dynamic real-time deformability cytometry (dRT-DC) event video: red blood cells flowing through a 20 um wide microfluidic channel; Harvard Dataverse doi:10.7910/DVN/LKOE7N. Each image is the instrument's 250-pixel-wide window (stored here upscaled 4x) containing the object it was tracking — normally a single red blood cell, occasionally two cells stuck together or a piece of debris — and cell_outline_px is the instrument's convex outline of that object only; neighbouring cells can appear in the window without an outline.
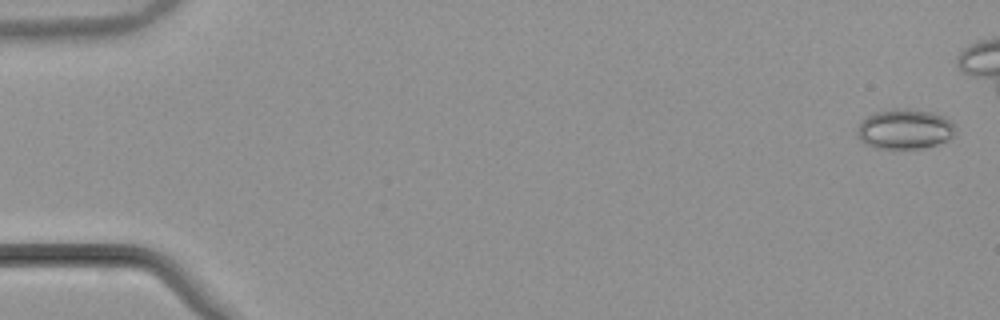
{"species": "common noctule bat (a hibernating species)", "species_latin": "Nyctalus noctula", "temperature_condition": "warm", "stored_images_in_passage": 44, "camera_frame_rate_fps": 3000, "um_per_image_px": 0.085, "animal": {"sex": "male", "body_mass_g": 21.5, "forearm_length_mm": 52.0}, "frame": {"image": 1, "passage_image": 1, "time_ms": 0.0, "image_size_px": [1000, 320], "cell_outline_px": [[956, 136], [948, 140], [936, 144], [920, 148], [876, 148], [864, 144], [856, 136], [856, 128], [860, 120], [876, 112], [896, 108], [904, 108], [932, 112], [944, 116], [956, 124]], "centroid_in_image_um": [76.91, 10.97], "position_along_channel_um": 8.1, "area_um2": 23.29}}
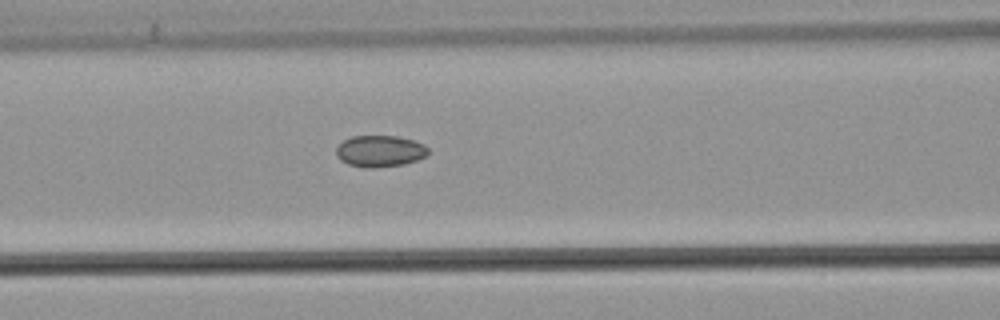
{"frame": {"image": 2, "passage_image": 23, "time_ms": 7.333, "image_size_px": [1000, 320], "cell_outline_px": [[428, 152], [424, 156], [416, 160], [404, 164], [372, 168], [368, 168], [348, 164], [340, 160], [336, 156], [336, 148], [344, 140], [352, 136], [396, 136], [412, 140], [424, 144], [428, 148]], "centroid_in_image_um": [32.27, 12.84], "position_along_channel_um": 134.3, "area_um2": 16.76}}
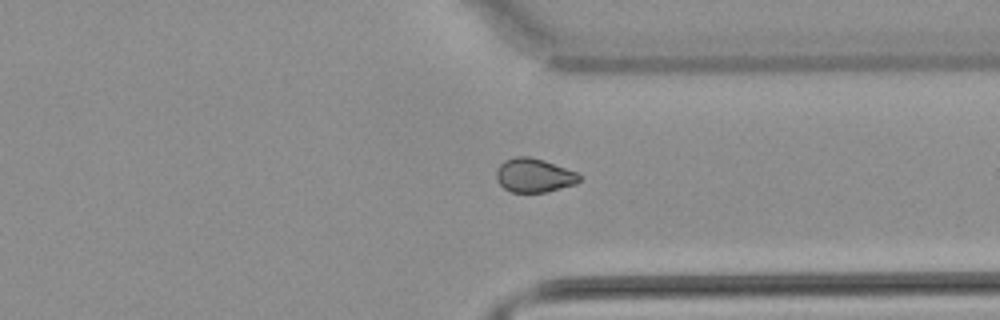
{"frame": {"image": 3, "passage_image": 41, "time_ms": 13.333, "image_size_px": [1000, 320], "cell_outline_px": [[580, 180], [576, 184], [544, 192], [512, 192], [504, 188], [496, 180], [496, 168], [504, 160], [516, 156], [528, 156], [544, 160], [576, 172], [580, 176]], "centroid_in_image_um": [45.36, 14.9], "position_along_channel_um": 366.0, "area_um2": 16.36}}